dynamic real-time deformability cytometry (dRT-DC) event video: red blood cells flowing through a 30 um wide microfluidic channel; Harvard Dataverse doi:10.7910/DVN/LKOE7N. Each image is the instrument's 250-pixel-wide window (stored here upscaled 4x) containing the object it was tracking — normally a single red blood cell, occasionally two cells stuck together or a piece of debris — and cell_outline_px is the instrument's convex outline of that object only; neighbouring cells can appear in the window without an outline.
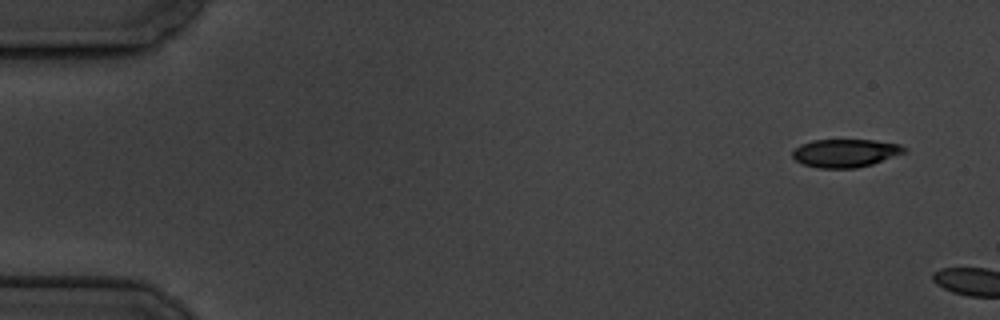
{"species": "common noctule bat (a hibernating species)", "species_latin": "Nyctalus noctula", "temperature_condition": "cold", "stored_images_in_passage": 2, "camera_frame_rate_fps": 3000, "um_per_image_px": 0.085, "animal": {"sex": "male", "body_mass_g": 19.5, "forearm_length_mm": 54.6}, "frame": {"image": 1, "passage_image": 1, "time_ms": 0.0, "image_size_px": [1000, 320], "cell_outline_px": [[908, 152], [872, 164], [856, 168], [820, 168], [804, 164], [796, 160], [792, 156], [792, 152], [800, 144], [812, 140], [876, 140], [900, 144], [908, 148]], "centroid_in_image_um": [71.91, 13.0], "position_along_channel_um": 13.1, "area_um2": 18.44}}